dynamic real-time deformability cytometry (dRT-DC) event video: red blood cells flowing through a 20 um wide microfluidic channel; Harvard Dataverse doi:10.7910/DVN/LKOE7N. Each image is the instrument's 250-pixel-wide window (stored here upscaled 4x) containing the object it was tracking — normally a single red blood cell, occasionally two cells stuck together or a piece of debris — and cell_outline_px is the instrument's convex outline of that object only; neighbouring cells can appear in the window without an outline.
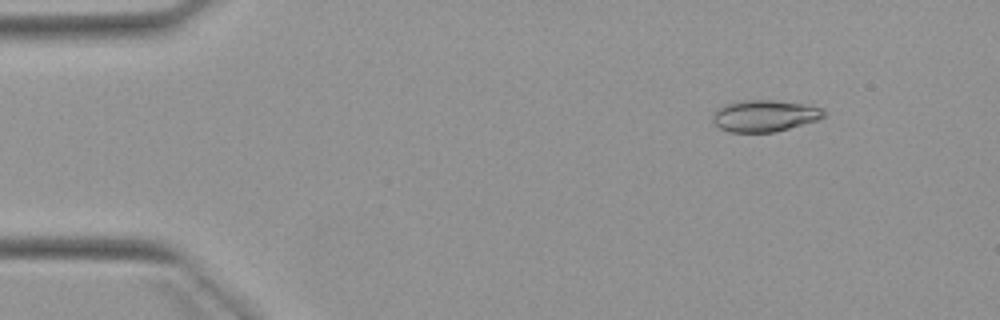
{"species": "Egyptian fruit bat (a non-hibernating species)", "species_latin": "Rousettus aegyptiacus", "temperature_condition": "warm", "stored_images_in_passage": 5, "camera_frame_rate_fps": 3000, "um_per_image_px": 0.085, "animal": {"sex": "female"}, "frame": {"image": 1, "passage_image": 1, "time_ms": 0.0, "image_size_px": [1000, 320], "cell_outline_px": [[824, 116], [820, 120], [776, 132], [728, 132], [720, 128], [712, 120], [712, 116], [716, 108], [724, 104], [744, 100], [772, 100], [804, 104], [820, 108], [824, 112]], "centroid_in_image_um": [64.97, 9.85], "position_along_channel_um": 20.0, "area_um2": 20.58}}
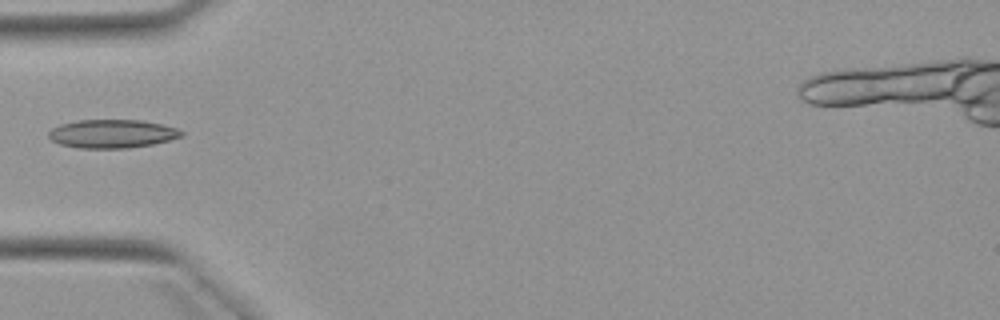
{"frame": {"image": 2, "passage_image": 4, "time_ms": 3.667, "image_size_px": [1000, 320], "cell_outline_px": [[184, 136], [152, 144], [128, 148], [80, 148], [60, 144], [52, 140], [48, 136], [48, 132], [52, 128], [60, 124], [76, 120], [140, 120], [160, 124], [176, 128], [184, 132]], "centroid_in_image_um": [9.51, 11.36], "position_along_channel_um": 75.5, "area_um2": 21.96}}
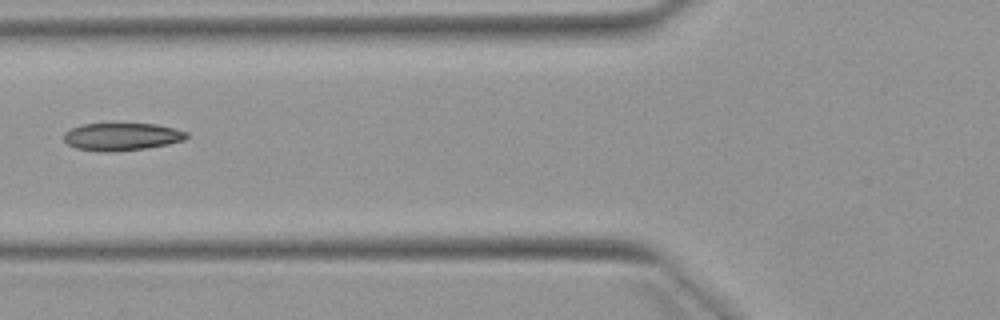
{"frame": {"image": 3, "passage_image": 5, "time_ms": 4.667, "image_size_px": [1000, 320], "cell_outline_px": [[188, 136], [184, 140], [168, 144], [144, 148], [104, 152], [76, 148], [68, 144], [64, 140], [64, 132], [80, 124], [156, 124], [176, 128], [188, 132]], "centroid_in_image_um": [10.36, 11.61], "position_along_channel_um": 115.4, "area_um2": 19.59}}